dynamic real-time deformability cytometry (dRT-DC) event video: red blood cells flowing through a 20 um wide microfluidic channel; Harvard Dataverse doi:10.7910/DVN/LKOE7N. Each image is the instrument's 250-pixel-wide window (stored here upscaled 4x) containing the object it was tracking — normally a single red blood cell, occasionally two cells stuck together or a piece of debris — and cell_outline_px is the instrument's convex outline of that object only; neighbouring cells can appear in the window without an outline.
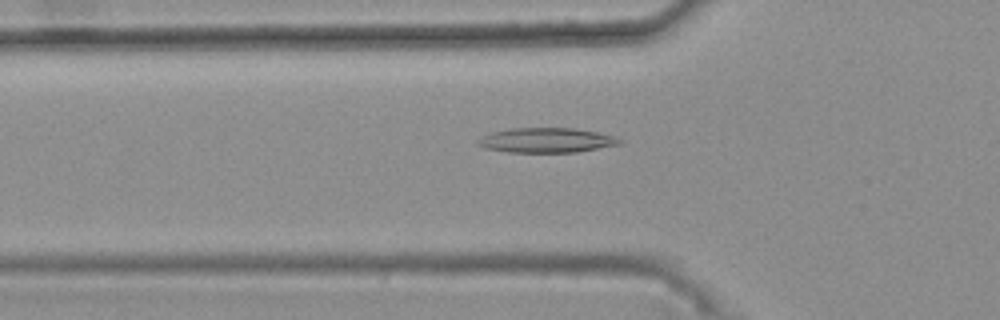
{"species": "common noctule bat (a hibernating species)", "species_latin": "Nyctalus noctula", "temperature_condition": "warm", "stored_images_in_passage": 49, "camera_frame_rate_fps": 3000, "um_per_image_px": 0.085, "animal": {"sex": "female", "body_mass_g": 25.1}, "frame": {"image": 1, "passage_image": 18, "time_ms": 5.667, "image_size_px": [1000, 320], "cell_outline_px": [[624, 140], [620, 144], [576, 152], [508, 152], [484, 148], [476, 144], [476, 140], [492, 132], [508, 128], [576, 128], [616, 136]], "centroid_in_image_um": [46.44, 11.92], "position_along_channel_um": 79.4, "area_um2": 20.52}}
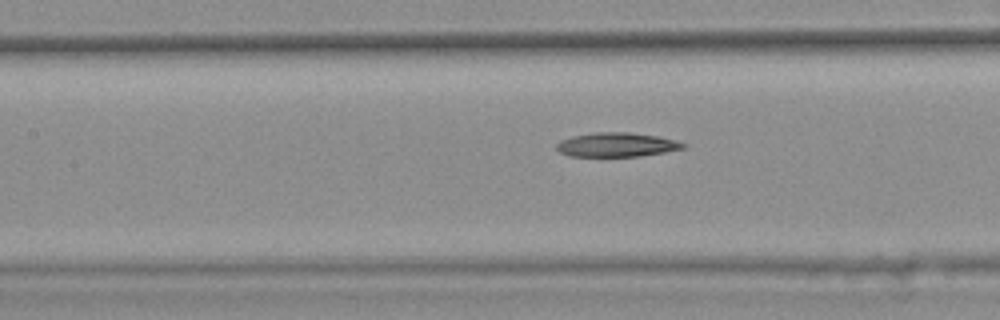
{"frame": {"image": 2, "passage_image": 24, "time_ms": 7.667, "image_size_px": [1000, 320], "cell_outline_px": [[688, 144], [684, 148], [664, 152], [640, 156], [568, 156], [560, 152], [556, 148], [556, 144], [560, 140], [572, 136], [592, 132], [632, 132], [660, 136], [676, 140]], "centroid_in_image_um": [52.43, 12.29], "position_along_channel_um": 155.0, "area_um2": 18.03}}
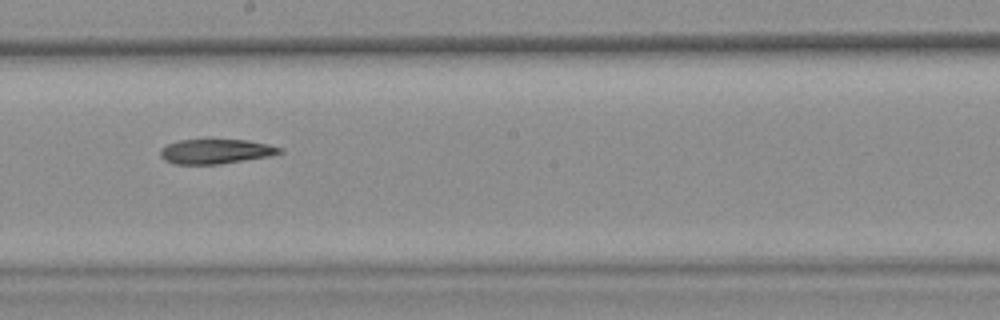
{"frame": {"image": 3, "passage_image": 30, "time_ms": 9.667, "image_size_px": [1000, 320], "cell_outline_px": [[284, 152], [268, 156], [220, 164], [172, 164], [164, 160], [160, 156], [160, 148], [168, 144], [180, 140], [208, 136], [248, 140], [268, 144], [284, 148]], "centroid_in_image_um": [18.32, 12.81], "position_along_channel_um": 229.9, "area_um2": 18.15}}